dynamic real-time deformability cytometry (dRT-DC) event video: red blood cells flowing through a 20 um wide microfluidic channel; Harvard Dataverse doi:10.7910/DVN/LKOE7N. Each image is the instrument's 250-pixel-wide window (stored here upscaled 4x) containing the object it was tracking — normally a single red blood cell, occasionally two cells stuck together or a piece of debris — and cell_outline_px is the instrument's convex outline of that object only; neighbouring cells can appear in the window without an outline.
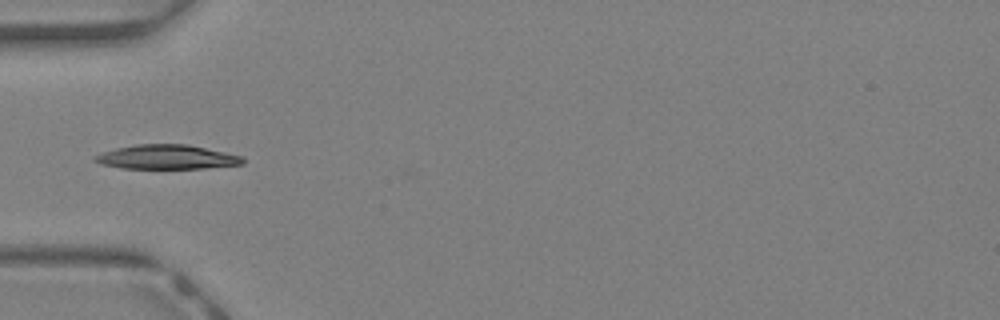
{"species": "Egyptian fruit bat (a non-hibernating species)", "species_latin": "Rousettus aegyptiacus", "temperature_condition": "warm", "stored_images_in_passage": 30, "camera_frame_rate_fps": 3000, "um_per_image_px": 0.085, "animal": {"sex": "female"}, "frame": {"image": 1, "passage_image": 1, "time_ms": 0.0, "image_size_px": [1000, 320], "cell_outline_px": [[244, 164], [204, 168], [120, 168], [100, 164], [92, 160], [92, 156], [116, 148], [136, 144], [188, 144], [244, 156]], "centroid_in_image_um": [14.17, 13.34], "position_along_channel_um": 70.8, "area_um2": 21.04}}
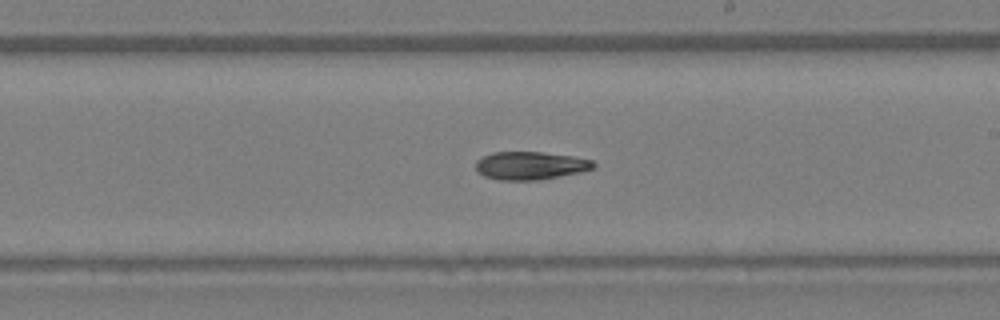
{"frame": {"image": 2, "passage_image": 12, "time_ms": 3.667, "image_size_px": [1000, 320], "cell_outline_px": [[596, 168], [580, 172], [536, 180], [500, 180], [484, 176], [476, 172], [476, 160], [480, 156], [492, 152], [544, 152], [576, 156], [592, 160], [596, 164]], "centroid_in_image_um": [45.07, 14.06], "position_along_channel_um": 243.9, "area_um2": 19.48}}
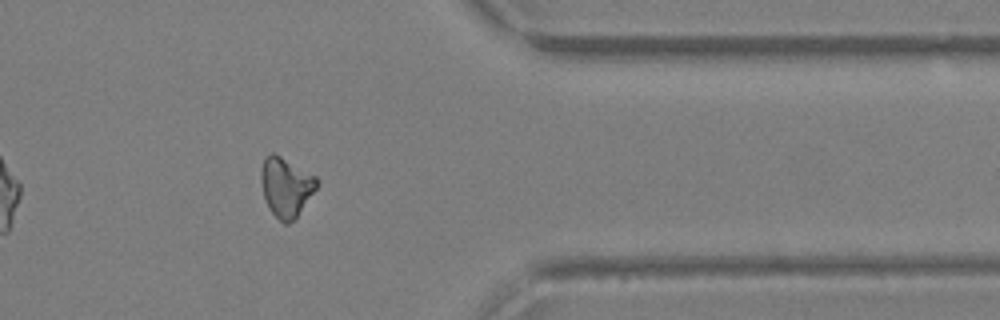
{"frame": {"image": 3, "passage_image": 22, "time_ms": 7.0, "image_size_px": [1000, 320], "cell_outline_px": [[320, 180], [316, 188], [296, 216], [288, 224], [284, 224], [268, 208], [264, 200], [260, 180], [260, 168], [264, 156], [272, 152], [280, 156], [316, 176]], "centroid_in_image_um": [24.26, 15.86], "position_along_channel_um": 387.1, "area_um2": 19.25}, "authors_computed_cell_mechanics": {"area_um2": 19.4208, "velocity_mm_per_s": 4.726, "shape_relaxation_time_tau1_ms": 5.4577, "shape_relaxation_time_tau2_ms": null, "deformation_change_tau1": 0.1627, "deformation_change_tau2": null}}